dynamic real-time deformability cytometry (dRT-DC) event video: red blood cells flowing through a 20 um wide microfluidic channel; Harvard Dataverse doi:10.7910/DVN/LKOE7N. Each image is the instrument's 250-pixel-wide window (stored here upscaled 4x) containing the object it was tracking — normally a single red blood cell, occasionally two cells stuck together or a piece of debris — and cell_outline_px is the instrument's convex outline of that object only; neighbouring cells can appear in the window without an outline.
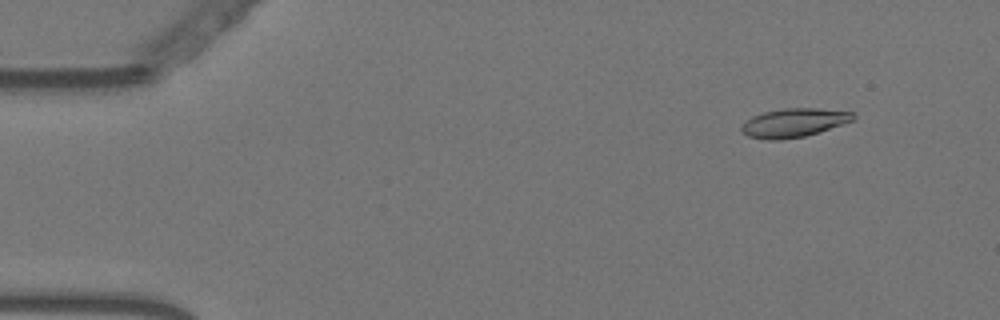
{"species": "Egyptian fruit bat (a non-hibernating species)", "species_latin": "Rousettus aegyptiacus", "temperature_condition": "warm", "stored_images_in_passage": 51, "camera_frame_rate_fps": 3000, "um_per_image_px": 0.085, "animal": {"sex": "female"}, "frame": {"image": 1, "passage_image": 6, "time_ms": 1.667, "image_size_px": [1000, 320], "cell_outline_px": [[856, 120], [804, 136], [780, 140], [768, 140], [748, 136], [740, 128], [752, 116], [764, 112], [784, 108], [816, 108], [852, 112], [856, 116]], "centroid_in_image_um": [67.51, 10.43], "position_along_channel_um": 17.5, "area_um2": 18.5}}
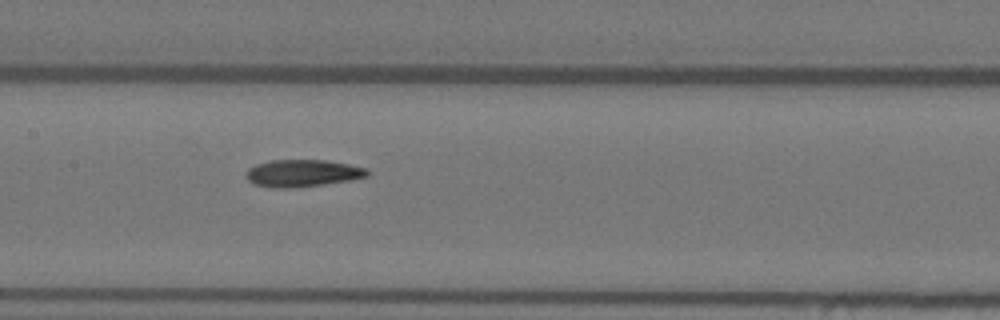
{"frame": {"image": 2, "passage_image": 28, "time_ms": 9.0, "image_size_px": [1000, 320], "cell_outline_px": [[368, 176], [348, 180], [324, 184], [288, 188], [272, 188], [252, 184], [244, 176], [248, 168], [256, 164], [268, 160], [324, 160], [348, 164], [368, 168]], "centroid_in_image_um": [25.65, 14.72], "position_along_channel_um": 181.7, "area_um2": 19.25}}
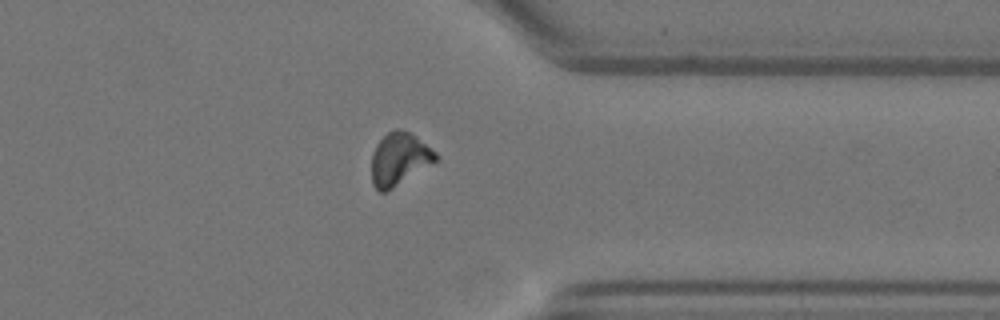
{"frame": {"image": 3, "passage_image": 45, "time_ms": 14.667, "image_size_px": [1000, 320], "cell_outline_px": [[436, 160], [392, 188], [384, 192], [380, 192], [372, 184], [372, 152], [376, 144], [388, 132], [396, 128], [400, 128], [416, 136], [436, 152]], "centroid_in_image_um": [33.9, 13.49], "position_along_channel_um": 377.5, "area_um2": 19.19}, "authors_computed_cell_mechanics": {"area_um2": 18.9006, "velocity_mm_per_s": 3.5792, "shape_relaxation_time_tau1_ms": null, "shape_relaxation_time_tau2_ms": 7.2433, "deformation_change_tau1": null, "deformation_change_tau2": 0.1401}}